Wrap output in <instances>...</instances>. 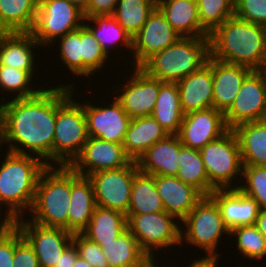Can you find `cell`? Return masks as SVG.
Instances as JSON below:
<instances>
[{
    "label": "cell",
    "instance_id": "cell-1",
    "mask_svg": "<svg viewBox=\"0 0 266 267\" xmlns=\"http://www.w3.org/2000/svg\"><path fill=\"white\" fill-rule=\"evenodd\" d=\"M65 83L43 88L28 98L2 96L0 105V148L8 145L9 152L29 154L53 166V140L57 103L73 88ZM27 149V150H26ZM29 152V153H28Z\"/></svg>",
    "mask_w": 266,
    "mask_h": 267
},
{
    "label": "cell",
    "instance_id": "cell-2",
    "mask_svg": "<svg viewBox=\"0 0 266 267\" xmlns=\"http://www.w3.org/2000/svg\"><path fill=\"white\" fill-rule=\"evenodd\" d=\"M211 57L252 70H261L266 45V27L228 18L210 35Z\"/></svg>",
    "mask_w": 266,
    "mask_h": 267
},
{
    "label": "cell",
    "instance_id": "cell-3",
    "mask_svg": "<svg viewBox=\"0 0 266 267\" xmlns=\"http://www.w3.org/2000/svg\"><path fill=\"white\" fill-rule=\"evenodd\" d=\"M6 152L0 164V207L7 206L6 211L17 220L30 212L39 178L48 165L33 155Z\"/></svg>",
    "mask_w": 266,
    "mask_h": 267
},
{
    "label": "cell",
    "instance_id": "cell-4",
    "mask_svg": "<svg viewBox=\"0 0 266 267\" xmlns=\"http://www.w3.org/2000/svg\"><path fill=\"white\" fill-rule=\"evenodd\" d=\"M210 56L209 37H180L140 68L162 82H178L208 63Z\"/></svg>",
    "mask_w": 266,
    "mask_h": 267
},
{
    "label": "cell",
    "instance_id": "cell-5",
    "mask_svg": "<svg viewBox=\"0 0 266 267\" xmlns=\"http://www.w3.org/2000/svg\"><path fill=\"white\" fill-rule=\"evenodd\" d=\"M70 195L71 168L48 166L39 178L30 220L43 226L67 230Z\"/></svg>",
    "mask_w": 266,
    "mask_h": 267
},
{
    "label": "cell",
    "instance_id": "cell-6",
    "mask_svg": "<svg viewBox=\"0 0 266 267\" xmlns=\"http://www.w3.org/2000/svg\"><path fill=\"white\" fill-rule=\"evenodd\" d=\"M71 89L58 103L53 140V166H69L88 139L84 104L74 100ZM74 92V94H73Z\"/></svg>",
    "mask_w": 266,
    "mask_h": 267
},
{
    "label": "cell",
    "instance_id": "cell-7",
    "mask_svg": "<svg viewBox=\"0 0 266 267\" xmlns=\"http://www.w3.org/2000/svg\"><path fill=\"white\" fill-rule=\"evenodd\" d=\"M200 154L209 183L215 189H238L232 181L242 176L243 164L239 141L233 129L207 143Z\"/></svg>",
    "mask_w": 266,
    "mask_h": 267
},
{
    "label": "cell",
    "instance_id": "cell-8",
    "mask_svg": "<svg viewBox=\"0 0 266 267\" xmlns=\"http://www.w3.org/2000/svg\"><path fill=\"white\" fill-rule=\"evenodd\" d=\"M129 232L137 239L140 249L155 258V251L182 246L181 223L166 211L146 214H126ZM177 221V222H176Z\"/></svg>",
    "mask_w": 266,
    "mask_h": 267
},
{
    "label": "cell",
    "instance_id": "cell-9",
    "mask_svg": "<svg viewBox=\"0 0 266 267\" xmlns=\"http://www.w3.org/2000/svg\"><path fill=\"white\" fill-rule=\"evenodd\" d=\"M181 243L202 248L206 255H220L217 246L222 235H230L225 226L216 202L210 196H204L191 212L180 222ZM186 240V241H184Z\"/></svg>",
    "mask_w": 266,
    "mask_h": 267
},
{
    "label": "cell",
    "instance_id": "cell-10",
    "mask_svg": "<svg viewBox=\"0 0 266 267\" xmlns=\"http://www.w3.org/2000/svg\"><path fill=\"white\" fill-rule=\"evenodd\" d=\"M84 14L67 0H39L34 27V39L43 47L77 30L84 24ZM82 21V22H81Z\"/></svg>",
    "mask_w": 266,
    "mask_h": 267
},
{
    "label": "cell",
    "instance_id": "cell-11",
    "mask_svg": "<svg viewBox=\"0 0 266 267\" xmlns=\"http://www.w3.org/2000/svg\"><path fill=\"white\" fill-rule=\"evenodd\" d=\"M138 172L137 162L131 161L125 167L88 175L93 185L96 206L117 210L126 215L130 205L133 179Z\"/></svg>",
    "mask_w": 266,
    "mask_h": 267
},
{
    "label": "cell",
    "instance_id": "cell-12",
    "mask_svg": "<svg viewBox=\"0 0 266 267\" xmlns=\"http://www.w3.org/2000/svg\"><path fill=\"white\" fill-rule=\"evenodd\" d=\"M229 129L237 125L266 120V73L253 70L243 81L230 108L224 113Z\"/></svg>",
    "mask_w": 266,
    "mask_h": 267
},
{
    "label": "cell",
    "instance_id": "cell-13",
    "mask_svg": "<svg viewBox=\"0 0 266 267\" xmlns=\"http://www.w3.org/2000/svg\"><path fill=\"white\" fill-rule=\"evenodd\" d=\"M23 218L17 219L16 226L33 247L40 267H54L72 243L73 234L64 228L47 227Z\"/></svg>",
    "mask_w": 266,
    "mask_h": 267
},
{
    "label": "cell",
    "instance_id": "cell-14",
    "mask_svg": "<svg viewBox=\"0 0 266 267\" xmlns=\"http://www.w3.org/2000/svg\"><path fill=\"white\" fill-rule=\"evenodd\" d=\"M133 69L131 77L124 82L125 86L122 85L118 90L115 86L112 88L116 90L115 98L131 119L151 116L163 82L150 77L140 67ZM117 91L121 93L117 94Z\"/></svg>",
    "mask_w": 266,
    "mask_h": 267
},
{
    "label": "cell",
    "instance_id": "cell-15",
    "mask_svg": "<svg viewBox=\"0 0 266 267\" xmlns=\"http://www.w3.org/2000/svg\"><path fill=\"white\" fill-rule=\"evenodd\" d=\"M132 160L125 154L123 143H113L89 136L79 155L69 165L80 176L127 166Z\"/></svg>",
    "mask_w": 266,
    "mask_h": 267
},
{
    "label": "cell",
    "instance_id": "cell-16",
    "mask_svg": "<svg viewBox=\"0 0 266 267\" xmlns=\"http://www.w3.org/2000/svg\"><path fill=\"white\" fill-rule=\"evenodd\" d=\"M181 36L156 7L139 32L132 38L133 67H141L155 53L174 44Z\"/></svg>",
    "mask_w": 266,
    "mask_h": 267
},
{
    "label": "cell",
    "instance_id": "cell-17",
    "mask_svg": "<svg viewBox=\"0 0 266 267\" xmlns=\"http://www.w3.org/2000/svg\"><path fill=\"white\" fill-rule=\"evenodd\" d=\"M88 136L113 143H123L131 118L113 97L109 105L84 102Z\"/></svg>",
    "mask_w": 266,
    "mask_h": 267
},
{
    "label": "cell",
    "instance_id": "cell-18",
    "mask_svg": "<svg viewBox=\"0 0 266 267\" xmlns=\"http://www.w3.org/2000/svg\"><path fill=\"white\" fill-rule=\"evenodd\" d=\"M228 130L224 113L212 107L184 114L178 136L183 146L201 150Z\"/></svg>",
    "mask_w": 266,
    "mask_h": 267
},
{
    "label": "cell",
    "instance_id": "cell-19",
    "mask_svg": "<svg viewBox=\"0 0 266 267\" xmlns=\"http://www.w3.org/2000/svg\"><path fill=\"white\" fill-rule=\"evenodd\" d=\"M155 185L164 210L180 222L205 196L199 189L184 183L177 176L155 175Z\"/></svg>",
    "mask_w": 266,
    "mask_h": 267
},
{
    "label": "cell",
    "instance_id": "cell-20",
    "mask_svg": "<svg viewBox=\"0 0 266 267\" xmlns=\"http://www.w3.org/2000/svg\"><path fill=\"white\" fill-rule=\"evenodd\" d=\"M209 196L216 202L229 231L256 223L261 208L256 200L239 189H215Z\"/></svg>",
    "mask_w": 266,
    "mask_h": 267
},
{
    "label": "cell",
    "instance_id": "cell-21",
    "mask_svg": "<svg viewBox=\"0 0 266 267\" xmlns=\"http://www.w3.org/2000/svg\"><path fill=\"white\" fill-rule=\"evenodd\" d=\"M184 114L213 107L212 57L208 63L177 82Z\"/></svg>",
    "mask_w": 266,
    "mask_h": 267
},
{
    "label": "cell",
    "instance_id": "cell-22",
    "mask_svg": "<svg viewBox=\"0 0 266 267\" xmlns=\"http://www.w3.org/2000/svg\"><path fill=\"white\" fill-rule=\"evenodd\" d=\"M253 70L212 57L213 107L225 113L232 105L243 81Z\"/></svg>",
    "mask_w": 266,
    "mask_h": 267
},
{
    "label": "cell",
    "instance_id": "cell-23",
    "mask_svg": "<svg viewBox=\"0 0 266 267\" xmlns=\"http://www.w3.org/2000/svg\"><path fill=\"white\" fill-rule=\"evenodd\" d=\"M182 146L178 135H167L138 159L139 171L153 176H176L180 168L178 156Z\"/></svg>",
    "mask_w": 266,
    "mask_h": 267
},
{
    "label": "cell",
    "instance_id": "cell-24",
    "mask_svg": "<svg viewBox=\"0 0 266 267\" xmlns=\"http://www.w3.org/2000/svg\"><path fill=\"white\" fill-rule=\"evenodd\" d=\"M40 46L31 32H0V65L27 71L33 76L34 56L37 57L33 49L39 47L40 50Z\"/></svg>",
    "mask_w": 266,
    "mask_h": 267
},
{
    "label": "cell",
    "instance_id": "cell-25",
    "mask_svg": "<svg viewBox=\"0 0 266 267\" xmlns=\"http://www.w3.org/2000/svg\"><path fill=\"white\" fill-rule=\"evenodd\" d=\"M71 198L67 218V231L81 233L89 224L96 207L94 189L88 177L71 169Z\"/></svg>",
    "mask_w": 266,
    "mask_h": 267
},
{
    "label": "cell",
    "instance_id": "cell-26",
    "mask_svg": "<svg viewBox=\"0 0 266 267\" xmlns=\"http://www.w3.org/2000/svg\"><path fill=\"white\" fill-rule=\"evenodd\" d=\"M157 8L181 37H209L200 24L196 0H157Z\"/></svg>",
    "mask_w": 266,
    "mask_h": 267
},
{
    "label": "cell",
    "instance_id": "cell-27",
    "mask_svg": "<svg viewBox=\"0 0 266 267\" xmlns=\"http://www.w3.org/2000/svg\"><path fill=\"white\" fill-rule=\"evenodd\" d=\"M167 135L153 116L133 118L123 141L125 154L137 162L149 148Z\"/></svg>",
    "mask_w": 266,
    "mask_h": 267
},
{
    "label": "cell",
    "instance_id": "cell-28",
    "mask_svg": "<svg viewBox=\"0 0 266 267\" xmlns=\"http://www.w3.org/2000/svg\"><path fill=\"white\" fill-rule=\"evenodd\" d=\"M233 130L243 166H266V120L242 123Z\"/></svg>",
    "mask_w": 266,
    "mask_h": 267
},
{
    "label": "cell",
    "instance_id": "cell-29",
    "mask_svg": "<svg viewBox=\"0 0 266 267\" xmlns=\"http://www.w3.org/2000/svg\"><path fill=\"white\" fill-rule=\"evenodd\" d=\"M128 229L124 213L96 206L93 216L81 234L88 240L102 246L110 243Z\"/></svg>",
    "mask_w": 266,
    "mask_h": 267
},
{
    "label": "cell",
    "instance_id": "cell-30",
    "mask_svg": "<svg viewBox=\"0 0 266 267\" xmlns=\"http://www.w3.org/2000/svg\"><path fill=\"white\" fill-rule=\"evenodd\" d=\"M151 116L163 127L168 135H178L184 113L180 105L177 82H163Z\"/></svg>",
    "mask_w": 266,
    "mask_h": 267
},
{
    "label": "cell",
    "instance_id": "cell-31",
    "mask_svg": "<svg viewBox=\"0 0 266 267\" xmlns=\"http://www.w3.org/2000/svg\"><path fill=\"white\" fill-rule=\"evenodd\" d=\"M39 0H0V32H31Z\"/></svg>",
    "mask_w": 266,
    "mask_h": 267
},
{
    "label": "cell",
    "instance_id": "cell-32",
    "mask_svg": "<svg viewBox=\"0 0 266 267\" xmlns=\"http://www.w3.org/2000/svg\"><path fill=\"white\" fill-rule=\"evenodd\" d=\"M101 249L109 267H144L149 259L128 229L114 241L103 243Z\"/></svg>",
    "mask_w": 266,
    "mask_h": 267
},
{
    "label": "cell",
    "instance_id": "cell-33",
    "mask_svg": "<svg viewBox=\"0 0 266 267\" xmlns=\"http://www.w3.org/2000/svg\"><path fill=\"white\" fill-rule=\"evenodd\" d=\"M165 211L155 185V176L138 172L131 188L127 214H146Z\"/></svg>",
    "mask_w": 266,
    "mask_h": 267
},
{
    "label": "cell",
    "instance_id": "cell-34",
    "mask_svg": "<svg viewBox=\"0 0 266 267\" xmlns=\"http://www.w3.org/2000/svg\"><path fill=\"white\" fill-rule=\"evenodd\" d=\"M84 21L108 56H110L109 51L112 50L110 49L112 45L114 48L120 44L123 49L125 47L126 49L128 48V53L132 51V37L123 29L113 15H96L85 18ZM86 21L91 25L87 24Z\"/></svg>",
    "mask_w": 266,
    "mask_h": 267
},
{
    "label": "cell",
    "instance_id": "cell-35",
    "mask_svg": "<svg viewBox=\"0 0 266 267\" xmlns=\"http://www.w3.org/2000/svg\"><path fill=\"white\" fill-rule=\"evenodd\" d=\"M178 159L180 168L176 176L184 183L199 189L205 196H209L215 188L209 183L200 150L182 146Z\"/></svg>",
    "mask_w": 266,
    "mask_h": 267
},
{
    "label": "cell",
    "instance_id": "cell-36",
    "mask_svg": "<svg viewBox=\"0 0 266 267\" xmlns=\"http://www.w3.org/2000/svg\"><path fill=\"white\" fill-rule=\"evenodd\" d=\"M157 7V0H119L113 17L133 38Z\"/></svg>",
    "mask_w": 266,
    "mask_h": 267
},
{
    "label": "cell",
    "instance_id": "cell-37",
    "mask_svg": "<svg viewBox=\"0 0 266 267\" xmlns=\"http://www.w3.org/2000/svg\"><path fill=\"white\" fill-rule=\"evenodd\" d=\"M81 56L82 76L89 79L96 71L106 68L105 62L110 59L85 23L81 26Z\"/></svg>",
    "mask_w": 266,
    "mask_h": 267
},
{
    "label": "cell",
    "instance_id": "cell-38",
    "mask_svg": "<svg viewBox=\"0 0 266 267\" xmlns=\"http://www.w3.org/2000/svg\"><path fill=\"white\" fill-rule=\"evenodd\" d=\"M236 236L239 254L250 260H261L266 256V237L256 225H245L230 231V237Z\"/></svg>",
    "mask_w": 266,
    "mask_h": 267
},
{
    "label": "cell",
    "instance_id": "cell-39",
    "mask_svg": "<svg viewBox=\"0 0 266 267\" xmlns=\"http://www.w3.org/2000/svg\"><path fill=\"white\" fill-rule=\"evenodd\" d=\"M196 2L200 24L209 34L234 16L233 0H196Z\"/></svg>",
    "mask_w": 266,
    "mask_h": 267
},
{
    "label": "cell",
    "instance_id": "cell-40",
    "mask_svg": "<svg viewBox=\"0 0 266 267\" xmlns=\"http://www.w3.org/2000/svg\"><path fill=\"white\" fill-rule=\"evenodd\" d=\"M34 76L29 72L11 66L0 65V88L9 94H15L12 98H28L38 94L43 88H35L31 81ZM35 88V89H34ZM17 92V93H15Z\"/></svg>",
    "mask_w": 266,
    "mask_h": 267
},
{
    "label": "cell",
    "instance_id": "cell-41",
    "mask_svg": "<svg viewBox=\"0 0 266 267\" xmlns=\"http://www.w3.org/2000/svg\"><path fill=\"white\" fill-rule=\"evenodd\" d=\"M242 178L245 183L237 184L238 189L266 209V166H243Z\"/></svg>",
    "mask_w": 266,
    "mask_h": 267
},
{
    "label": "cell",
    "instance_id": "cell-42",
    "mask_svg": "<svg viewBox=\"0 0 266 267\" xmlns=\"http://www.w3.org/2000/svg\"><path fill=\"white\" fill-rule=\"evenodd\" d=\"M59 57L73 75L82 76L81 27L58 38Z\"/></svg>",
    "mask_w": 266,
    "mask_h": 267
},
{
    "label": "cell",
    "instance_id": "cell-43",
    "mask_svg": "<svg viewBox=\"0 0 266 267\" xmlns=\"http://www.w3.org/2000/svg\"><path fill=\"white\" fill-rule=\"evenodd\" d=\"M234 16L266 27V0H235Z\"/></svg>",
    "mask_w": 266,
    "mask_h": 267
},
{
    "label": "cell",
    "instance_id": "cell-44",
    "mask_svg": "<svg viewBox=\"0 0 266 267\" xmlns=\"http://www.w3.org/2000/svg\"><path fill=\"white\" fill-rule=\"evenodd\" d=\"M72 242L77 247L79 256L91 267H109V263L101 246L84 237L81 233H74Z\"/></svg>",
    "mask_w": 266,
    "mask_h": 267
},
{
    "label": "cell",
    "instance_id": "cell-45",
    "mask_svg": "<svg viewBox=\"0 0 266 267\" xmlns=\"http://www.w3.org/2000/svg\"><path fill=\"white\" fill-rule=\"evenodd\" d=\"M13 267H40L36 253L22 233L15 227V254Z\"/></svg>",
    "mask_w": 266,
    "mask_h": 267
},
{
    "label": "cell",
    "instance_id": "cell-46",
    "mask_svg": "<svg viewBox=\"0 0 266 267\" xmlns=\"http://www.w3.org/2000/svg\"><path fill=\"white\" fill-rule=\"evenodd\" d=\"M15 228L0 240V267H13Z\"/></svg>",
    "mask_w": 266,
    "mask_h": 267
},
{
    "label": "cell",
    "instance_id": "cell-47",
    "mask_svg": "<svg viewBox=\"0 0 266 267\" xmlns=\"http://www.w3.org/2000/svg\"><path fill=\"white\" fill-rule=\"evenodd\" d=\"M119 0H89L86 11L83 13L85 18L96 15H113L116 4Z\"/></svg>",
    "mask_w": 266,
    "mask_h": 267
},
{
    "label": "cell",
    "instance_id": "cell-48",
    "mask_svg": "<svg viewBox=\"0 0 266 267\" xmlns=\"http://www.w3.org/2000/svg\"><path fill=\"white\" fill-rule=\"evenodd\" d=\"M79 257L77 247L72 242L61 254L54 267H73L76 259Z\"/></svg>",
    "mask_w": 266,
    "mask_h": 267
},
{
    "label": "cell",
    "instance_id": "cell-49",
    "mask_svg": "<svg viewBox=\"0 0 266 267\" xmlns=\"http://www.w3.org/2000/svg\"><path fill=\"white\" fill-rule=\"evenodd\" d=\"M0 207V211H1ZM6 212V213H5ZM5 216L0 220V240L3 239L6 235H8L15 227L17 220L13 217L8 211H4ZM1 214V212H0Z\"/></svg>",
    "mask_w": 266,
    "mask_h": 267
},
{
    "label": "cell",
    "instance_id": "cell-50",
    "mask_svg": "<svg viewBox=\"0 0 266 267\" xmlns=\"http://www.w3.org/2000/svg\"><path fill=\"white\" fill-rule=\"evenodd\" d=\"M219 255H207L201 258H197L194 260H191L193 262H190L187 267H217L219 263V258L221 256Z\"/></svg>",
    "mask_w": 266,
    "mask_h": 267
},
{
    "label": "cell",
    "instance_id": "cell-51",
    "mask_svg": "<svg viewBox=\"0 0 266 267\" xmlns=\"http://www.w3.org/2000/svg\"><path fill=\"white\" fill-rule=\"evenodd\" d=\"M255 225L258 230L266 237V209H260Z\"/></svg>",
    "mask_w": 266,
    "mask_h": 267
},
{
    "label": "cell",
    "instance_id": "cell-52",
    "mask_svg": "<svg viewBox=\"0 0 266 267\" xmlns=\"http://www.w3.org/2000/svg\"><path fill=\"white\" fill-rule=\"evenodd\" d=\"M72 5L76 6L83 13L86 11L87 6L89 4V0H67Z\"/></svg>",
    "mask_w": 266,
    "mask_h": 267
},
{
    "label": "cell",
    "instance_id": "cell-53",
    "mask_svg": "<svg viewBox=\"0 0 266 267\" xmlns=\"http://www.w3.org/2000/svg\"><path fill=\"white\" fill-rule=\"evenodd\" d=\"M73 267H91L84 259L80 256L76 259Z\"/></svg>",
    "mask_w": 266,
    "mask_h": 267
},
{
    "label": "cell",
    "instance_id": "cell-54",
    "mask_svg": "<svg viewBox=\"0 0 266 267\" xmlns=\"http://www.w3.org/2000/svg\"><path fill=\"white\" fill-rule=\"evenodd\" d=\"M156 262H157V261H156L155 258H149V259L146 261L144 267H159V266H158V263L156 264ZM162 267H164V266H162ZM165 267H167V266H165ZM171 267H173V265H172Z\"/></svg>",
    "mask_w": 266,
    "mask_h": 267
},
{
    "label": "cell",
    "instance_id": "cell-55",
    "mask_svg": "<svg viewBox=\"0 0 266 267\" xmlns=\"http://www.w3.org/2000/svg\"><path fill=\"white\" fill-rule=\"evenodd\" d=\"M261 71L266 73V45H265V54H264V59H263V67Z\"/></svg>",
    "mask_w": 266,
    "mask_h": 267
}]
</instances>
